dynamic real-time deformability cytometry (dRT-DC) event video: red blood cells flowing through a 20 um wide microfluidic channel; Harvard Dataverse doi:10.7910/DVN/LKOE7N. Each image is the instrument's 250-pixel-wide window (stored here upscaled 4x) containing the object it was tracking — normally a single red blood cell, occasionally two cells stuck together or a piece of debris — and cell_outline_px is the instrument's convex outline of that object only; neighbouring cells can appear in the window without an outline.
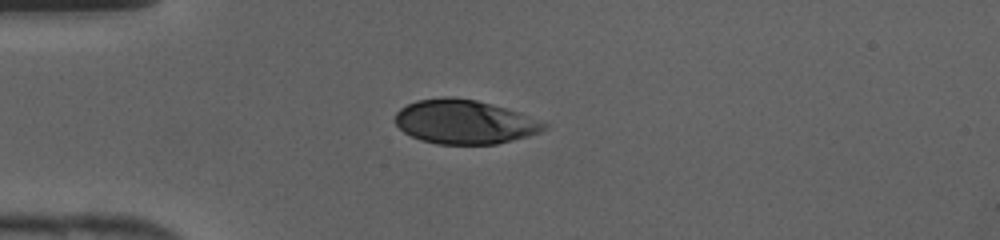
{"species": "human", "species_latin": "Homo sapiens", "temperature_condition": "cold", "stored_images_in_passage": 32, "camera_frame_rate_fps": 3000, "um_per_image_px": 0.085, "donor": {"sex": "female"}, "frame": {"image": 1, "passage_image": 1, "time_ms": 0.0, "image_size_px": [1000, 240], "cell_outline_px": [[548, 128], [540, 132], [528, 136], [496, 144], [436, 144], [420, 140], [404, 132], [396, 124], [396, 112], [400, 108], [416, 100], [444, 96], [452, 96], [476, 100], [520, 112], [548, 124]], "centroid_in_image_um": [39.48, 10.35], "position_along_channel_um": 45.5, "area_um2": 38.32}}
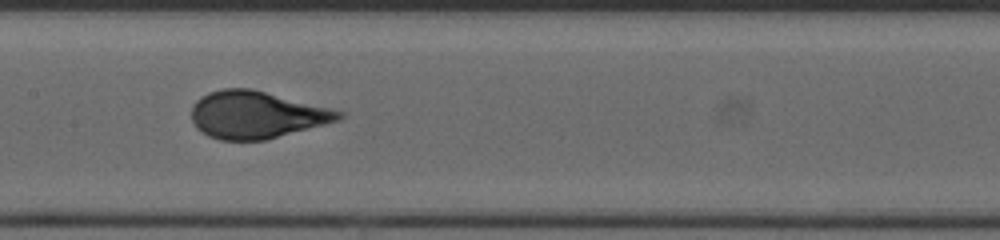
{"frame": {"image": 2, "passage_image": 11, "time_ms": 3.333, "image_size_px": [1000, 240], "cell_outline_px": [[344, 116], [340, 120], [264, 140], [220, 140], [208, 136], [196, 128], [192, 120], [192, 104], [200, 96], [208, 92], [224, 88], [252, 88], [344, 112]], "centroid_in_image_um": [21.75, 9.75], "position_along_channel_um": 185.6, "area_um2": 40.4}}
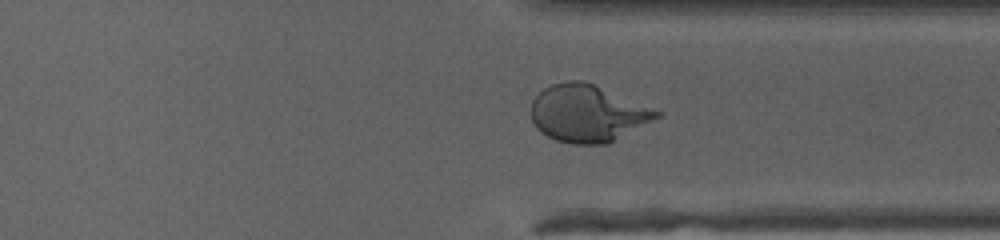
{"frame": {"image": 3, "passage_image": 22, "time_ms": 7.0, "image_size_px": [1000, 240], "cell_outline_px": [[664, 112], [660, 116], [608, 144], [572, 144], [556, 140], [540, 132], [536, 128], [532, 120], [532, 100], [544, 88], [552, 84], [568, 80], [584, 80]], "centroid_in_image_um": [49.94, 9.63], "position_along_channel_um": 361.5, "area_um2": 41.73}}